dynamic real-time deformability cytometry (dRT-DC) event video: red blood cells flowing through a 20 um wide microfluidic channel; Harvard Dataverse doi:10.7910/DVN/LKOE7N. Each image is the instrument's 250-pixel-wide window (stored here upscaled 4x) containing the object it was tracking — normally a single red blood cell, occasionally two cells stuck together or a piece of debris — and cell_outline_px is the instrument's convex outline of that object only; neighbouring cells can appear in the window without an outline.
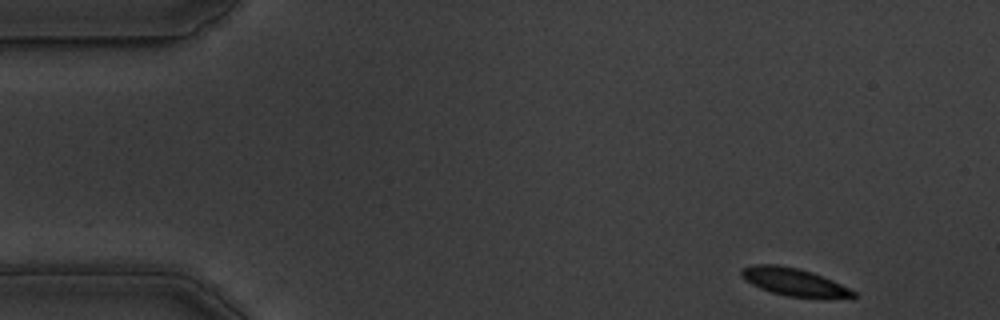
{"species": "common noctule bat (a hibernating species)", "species_latin": "Nyctalus noctula", "temperature_condition": "warm", "stored_images_in_passage": 52, "camera_frame_rate_fps": 3000, "um_per_image_px": 0.085, "animal": {"sex": "male", "body_mass_g": 19.5, "forearm_length_mm": 54.6}, "frame": {"image": 1, "passage_image": 1, "time_ms": 0.0, "image_size_px": [1000, 320], "cell_outline_px": [[856, 296], [788, 296], [772, 292], [760, 288], [744, 280], [740, 276], [740, 272], [744, 268], [752, 264], [776, 264], [800, 268], [812, 272], [832, 280], [856, 292]], "centroid_in_image_um": [67.37, 23.91], "position_along_channel_um": 17.6, "area_um2": 17.46}}
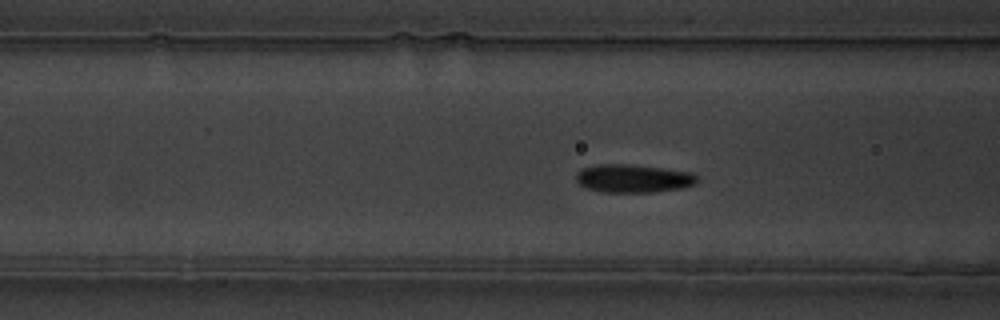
{"frame": {"image": 2, "passage_image": 17, "time_ms": 5.333, "image_size_px": [1000, 320], "cell_outline_px": [[696, 184], [684, 188], [652, 192], [600, 192], [584, 188], [576, 180], [576, 172], [580, 168], [600, 164], [632, 164], [664, 168], [692, 172], [696, 176]], "centroid_in_image_um": [53.8, 15.16], "position_along_channel_um": 112.8, "area_um2": 20.17}}
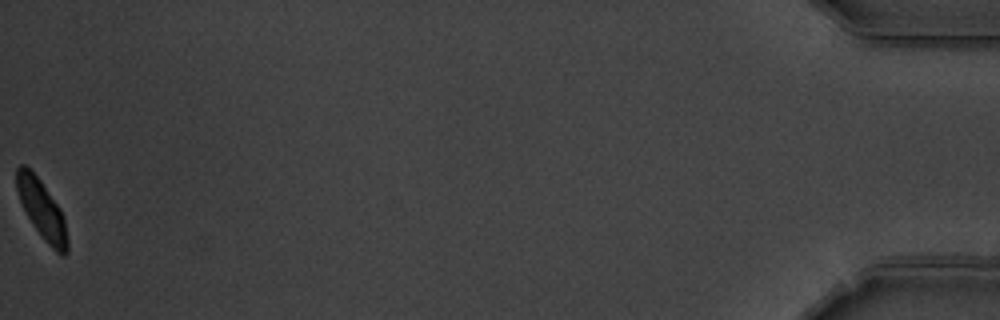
{"frame": {"image": 3, "passage_image": 52, "time_ms": 17.0, "image_size_px": [1000, 320], "cell_outline_px": [[68, 252], [64, 256], [60, 256], [40, 236], [32, 224], [20, 200], [16, 188], [16, 168], [20, 164], [24, 164], [40, 180], [60, 208], [64, 216], [68, 240]], "centroid_in_image_um": [3.58, 17.85], "position_along_channel_um": 431.6, "area_um2": 17.4}, "authors_computed_cell_mechanics": {"area_um2": 18.7272, "velocity_mm_per_s": 3.592, "shape_relaxation_time_tau1_ms": 4.0708, "shape_relaxation_time_tau2_ms": null, "deformation_change_tau1": 0.1716, "deformation_change_tau2": null}}